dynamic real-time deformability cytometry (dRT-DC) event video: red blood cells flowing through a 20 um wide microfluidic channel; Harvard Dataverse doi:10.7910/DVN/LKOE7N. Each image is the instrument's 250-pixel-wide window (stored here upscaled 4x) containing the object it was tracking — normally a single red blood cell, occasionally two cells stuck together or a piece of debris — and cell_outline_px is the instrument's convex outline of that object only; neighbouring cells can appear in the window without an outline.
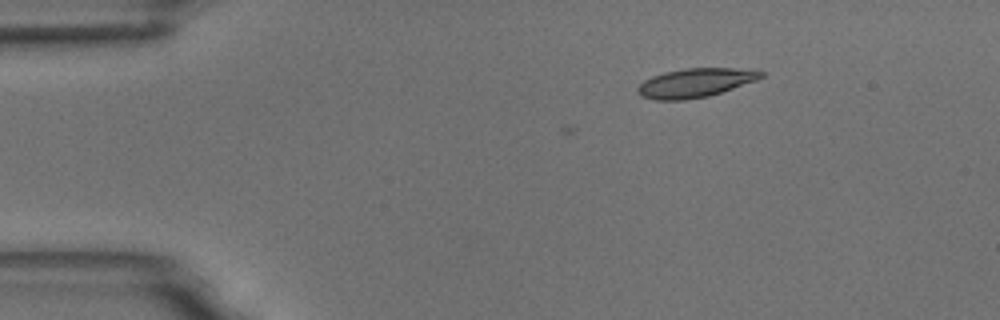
{"species": "common noctule bat (a hibernating species)", "species_latin": "Nyctalus noctula", "temperature_condition": "room temperature", "stored_images_in_passage": 3, "camera_frame_rate_fps": 3000, "um_per_image_px": 0.085, "animal": {"sex": "male", "body_mass_g": 18.8}, "frame": {"image": 1, "passage_image": 3, "time_ms": 2.0, "image_size_px": [1000, 320], "cell_outline_px": [[764, 76], [756, 80], [708, 96], [684, 100], [656, 100], [640, 96], [636, 92], [636, 88], [644, 80], [652, 76], [664, 72], [684, 68], [732, 68], [764, 72]], "centroid_in_image_um": [59.02, 7.04], "position_along_channel_um": 26.0, "area_um2": 20.63}}